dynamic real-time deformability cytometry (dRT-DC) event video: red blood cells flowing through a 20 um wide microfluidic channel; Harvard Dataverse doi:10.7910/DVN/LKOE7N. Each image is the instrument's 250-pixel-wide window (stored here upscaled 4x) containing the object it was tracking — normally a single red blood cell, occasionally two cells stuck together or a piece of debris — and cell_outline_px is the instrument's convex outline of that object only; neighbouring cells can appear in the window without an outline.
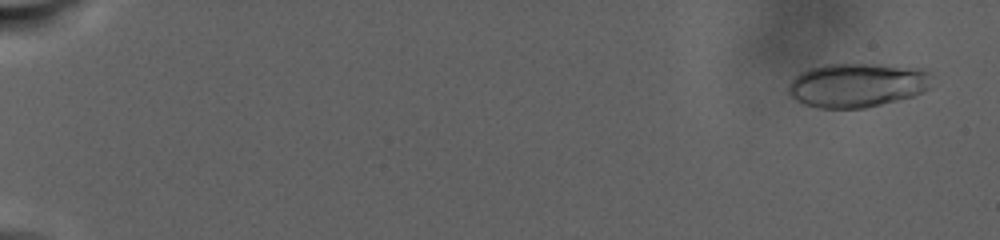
{"species": "human", "species_latin": "Homo sapiens", "temperature_condition": "warm", "stored_images_in_passage": 63, "camera_frame_rate_fps": 3000, "um_per_image_px": 0.085, "donor": {"sex": "male"}, "frame": {"image": 1, "passage_image": 4, "time_ms": 1.0, "image_size_px": [1000, 240], "cell_outline_px": [[932, 76], [928, 88], [912, 96], [864, 108], [820, 108], [804, 104], [796, 100], [788, 92], [788, 84], [796, 76], [812, 68], [824, 64], [872, 64], [928, 68]], "centroid_in_image_um": [72.89, 7.22], "position_along_channel_um": 12.1, "area_um2": 36.76}}
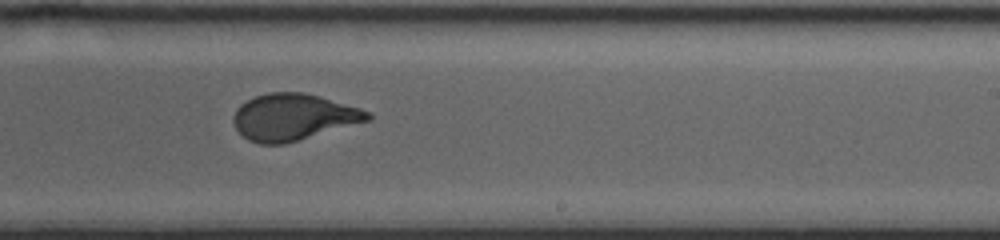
{"frame": {"image": 2, "passage_image": 38, "time_ms": 20.0, "image_size_px": [1000, 240], "cell_outline_px": [[372, 120], [284, 144], [260, 144], [248, 140], [236, 128], [232, 120], [236, 108], [240, 104], [256, 96], [268, 92], [304, 92], [320, 96], [360, 108], [372, 112]], "centroid_in_image_um": [24.96, 9.95], "position_along_channel_um": 264.0, "area_um2": 36.53}}
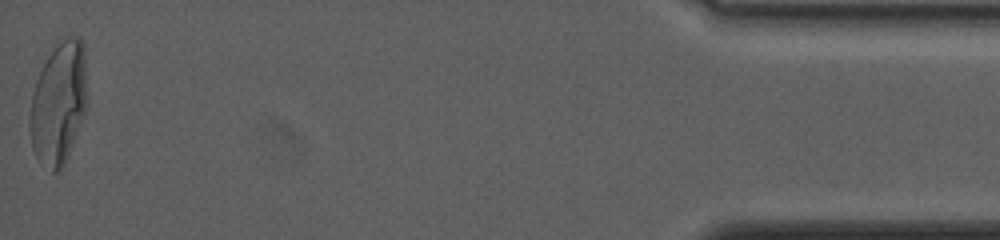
{"frame": {"image": 3, "passage_image": 63, "time_ms": 30.333, "image_size_px": [1000, 240], "cell_outline_px": [[88, 100], [84, 112], [68, 156], [64, 164], [56, 172], [52, 172], [36, 156], [32, 148], [28, 128], [28, 120], [32, 92], [36, 80], [48, 56], [56, 44], [68, 36], [76, 36], [84, 44]], "centroid_in_image_um": [4.98, 8.75], "position_along_channel_um": 430.2, "area_um2": 40.92}, "authors_computed_cell_mechanics": {"area_um2": 36.7608, "velocity_mm_per_s": 2.3664, "shape_relaxation_time_tau1_ms": 10.3621, "shape_relaxation_time_tau2_ms": null, "deformation_change_tau1": 0.2413, "deformation_change_tau2": null}}